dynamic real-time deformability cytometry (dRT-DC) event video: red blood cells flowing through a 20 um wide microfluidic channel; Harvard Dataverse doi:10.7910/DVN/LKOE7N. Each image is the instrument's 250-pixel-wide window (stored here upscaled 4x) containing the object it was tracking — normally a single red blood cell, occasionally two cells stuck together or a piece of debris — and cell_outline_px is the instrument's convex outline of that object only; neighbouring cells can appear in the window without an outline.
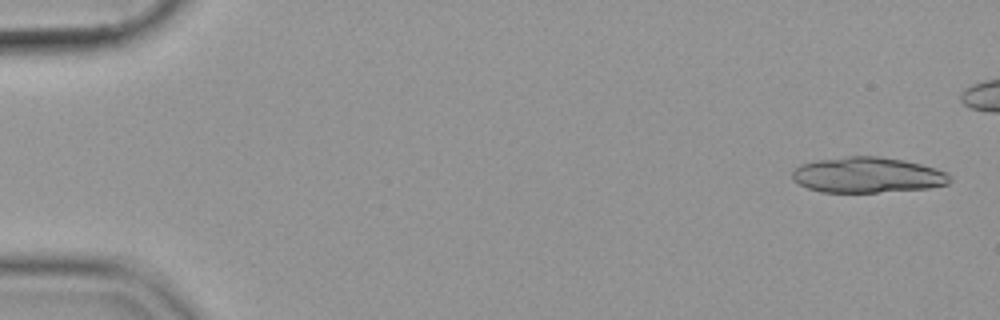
{"species": "common noctule bat (a hibernating species)", "species_latin": "Nyctalus noctula", "temperature_condition": "cold", "stored_images_in_passage": 10, "camera_frame_rate_fps": 3000, "um_per_image_px": 0.085, "animal": {"sex": "female", "body_mass_g": 19.9}, "frame": {"image": 1, "passage_image": 2, "time_ms": 0.333, "image_size_px": [1000, 320], "cell_outline_px": [[952, 180], [948, 184], [928, 188], [876, 192], [820, 192], [808, 188], [800, 184], [792, 176], [792, 172], [800, 164], [816, 160], [848, 156], [876, 156], [904, 160], [936, 168], [944, 172]], "centroid_in_image_um": [73.73, 14.87], "position_along_channel_um": 11.3, "area_um2": 32.43}}